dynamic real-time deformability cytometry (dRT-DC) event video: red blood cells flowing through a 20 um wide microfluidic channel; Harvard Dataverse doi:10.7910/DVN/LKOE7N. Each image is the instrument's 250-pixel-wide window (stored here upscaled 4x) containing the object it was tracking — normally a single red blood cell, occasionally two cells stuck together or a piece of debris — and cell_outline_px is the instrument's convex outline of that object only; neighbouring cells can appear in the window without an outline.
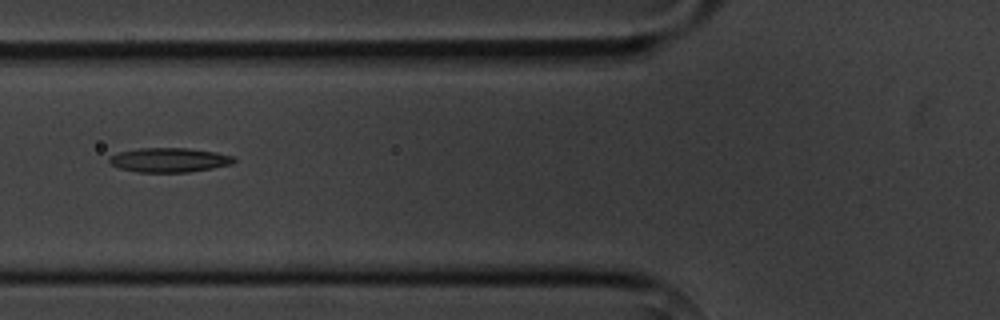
{"species": "common noctule bat (a hibernating species)", "species_latin": "Nyctalus noctula", "temperature_condition": "cold", "stored_images_in_passage": 6, "camera_frame_rate_fps": 3000, "um_per_image_px": 0.085, "animal": {"sex": "male", "body_mass_g": 20.1, "forearm_length_mm": 53.5}, "frame": {"image": 1, "passage_image": 5, "time_ms": 5.0, "image_size_px": [1000, 320], "cell_outline_px": [[236, 160], [232, 164], [212, 168], [188, 172], [136, 172], [120, 168], [112, 164], [108, 160], [108, 156], [120, 152], [140, 148], [188, 148], [216, 152], [236, 156]], "centroid_in_image_um": [14.41, 13.59], "position_along_channel_um": 111.4, "area_um2": 17.74}}
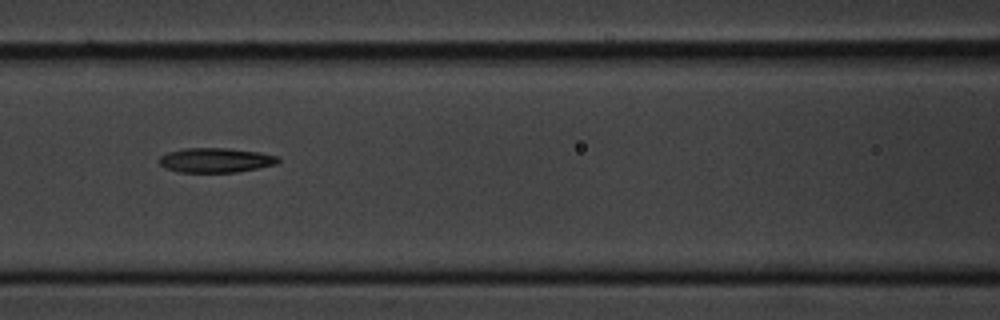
{"frame": {"image": 2, "passage_image": 6, "time_ms": 6.0, "image_size_px": [1000, 320], "cell_outline_px": [[280, 160], [276, 164], [236, 172], [176, 172], [164, 168], [160, 164], [160, 156], [168, 152], [184, 148], [228, 148], [260, 152], [280, 156]], "centroid_in_image_um": [18.33, 13.61], "position_along_channel_um": 148.3, "area_um2": 17.11}}